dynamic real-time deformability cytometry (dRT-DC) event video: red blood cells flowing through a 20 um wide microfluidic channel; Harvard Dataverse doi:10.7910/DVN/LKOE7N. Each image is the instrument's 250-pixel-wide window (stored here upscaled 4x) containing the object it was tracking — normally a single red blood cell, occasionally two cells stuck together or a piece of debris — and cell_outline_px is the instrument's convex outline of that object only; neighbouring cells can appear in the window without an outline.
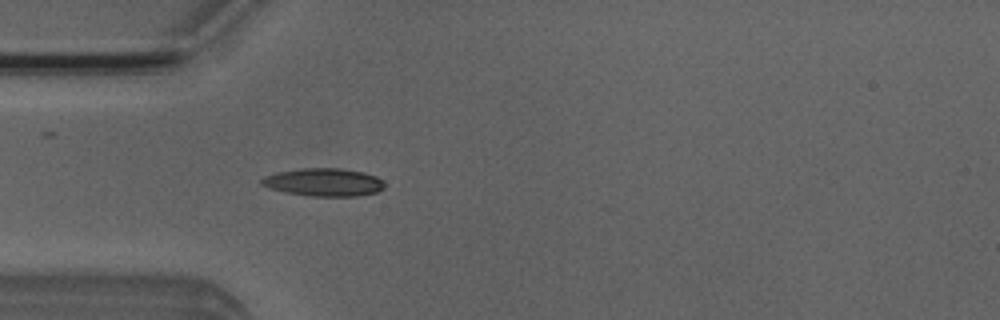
{"species": "Egyptian fruit bat (a non-hibernating species)", "species_latin": "Rousettus aegyptiacus", "temperature_condition": "room temperature", "stored_images_in_passage": 4, "camera_frame_rate_fps": 3000, "um_per_image_px": 0.085, "animal": {"sex": "male"}, "frame": {"image": 1, "passage_image": 4, "time_ms": 3.667, "image_size_px": [1000, 320], "cell_outline_px": [[384, 188], [376, 192], [356, 196], [312, 196], [284, 192], [260, 184], [260, 180], [264, 176], [276, 172], [300, 168], [340, 168], [364, 172], [376, 176], [384, 180]], "centroid_in_image_um": [27.53, 15.48], "position_along_channel_um": 57.5, "area_um2": 20.06}}